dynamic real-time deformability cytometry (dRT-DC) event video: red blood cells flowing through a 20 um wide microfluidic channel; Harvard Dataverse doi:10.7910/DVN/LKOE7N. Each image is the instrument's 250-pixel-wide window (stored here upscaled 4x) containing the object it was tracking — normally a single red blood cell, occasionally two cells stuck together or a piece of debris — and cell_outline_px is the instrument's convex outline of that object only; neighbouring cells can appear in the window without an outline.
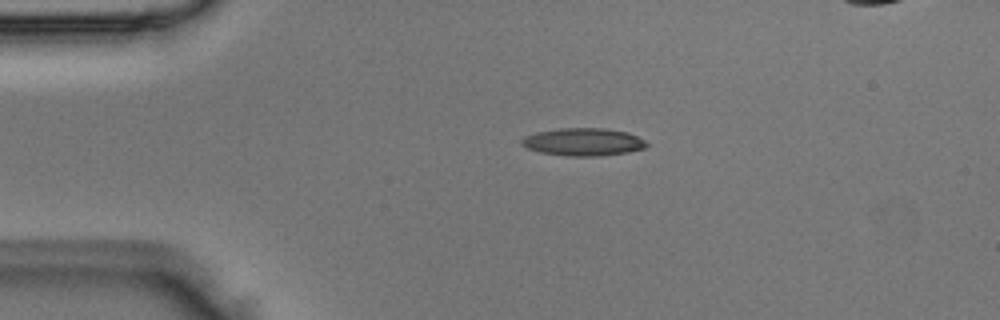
{"species": "Egyptian fruit bat (a non-hibernating species)", "species_latin": "Rousettus aegyptiacus", "temperature_condition": "room temperature", "stored_images_in_passage": 42, "camera_frame_rate_fps": 3000, "um_per_image_px": 0.085, "animal": {"sex": "male"}, "frame": {"image": 1, "passage_image": 2, "time_ms": 0.333, "image_size_px": [1000, 320], "cell_outline_px": [[648, 144], [644, 148], [628, 152], [600, 156], [568, 156], [540, 152], [528, 148], [520, 144], [520, 140], [524, 136], [536, 132], [560, 128], [604, 128], [628, 132], [644, 140]], "centroid_in_image_um": [49.56, 12.06], "position_along_channel_um": 35.4, "area_um2": 20.17}}
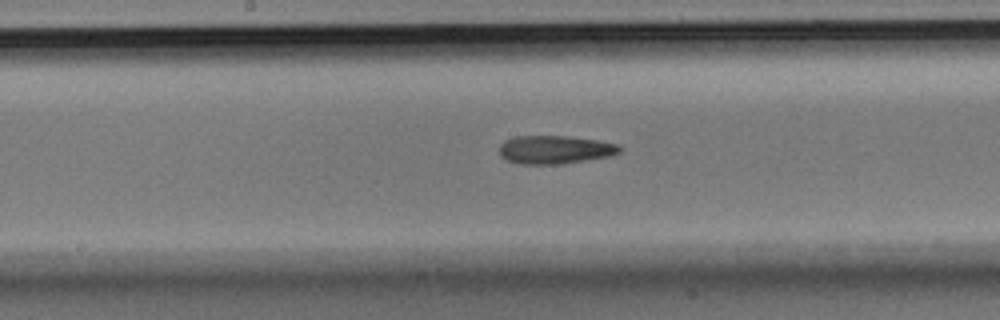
{"frame": {"image": 2, "passage_image": 17, "time_ms": 5.333, "image_size_px": [1000, 320], "cell_outline_px": [[624, 148], [620, 152], [612, 156], [564, 164], [520, 164], [508, 160], [500, 156], [500, 144], [504, 140], [516, 136], [568, 136], [596, 140], [616, 144]], "centroid_in_image_um": [47.19, 12.73], "position_along_channel_um": 201.0, "area_um2": 20.0}}
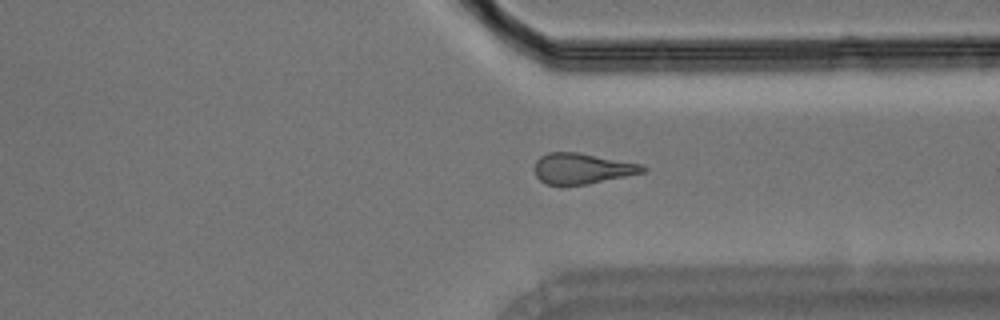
{"frame": {"image": 3, "passage_image": 29, "time_ms": 9.333, "image_size_px": [1000, 320], "cell_outline_px": [[648, 168], [644, 172], [588, 184], [544, 184], [536, 176], [536, 160], [540, 156], [548, 152], [576, 152], [640, 164]], "centroid_in_image_um": [49.46, 14.32], "position_along_channel_um": 361.9, "area_um2": 18.96}}